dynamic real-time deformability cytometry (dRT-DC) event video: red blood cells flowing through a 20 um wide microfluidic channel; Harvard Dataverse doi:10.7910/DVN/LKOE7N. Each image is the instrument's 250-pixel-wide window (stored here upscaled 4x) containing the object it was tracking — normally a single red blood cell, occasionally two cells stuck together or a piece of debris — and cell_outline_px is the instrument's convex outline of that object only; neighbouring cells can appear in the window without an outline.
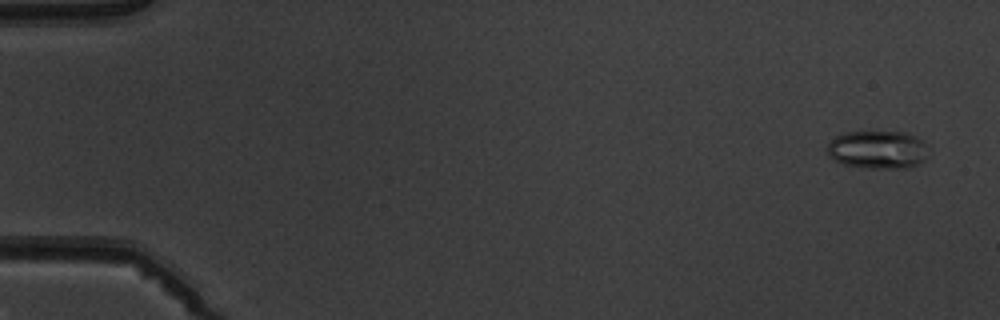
{"species": "common noctule bat (a hibernating species)", "species_latin": "Nyctalus noctula", "temperature_condition": "warm", "stored_images_in_passage": 5, "camera_frame_rate_fps": 3000, "um_per_image_px": 0.085, "animal": {"sex": "male", "body_mass_g": 19.5, "forearm_length_mm": 54.6}, "frame": {"image": 1, "passage_image": 1, "time_ms": 0.0, "image_size_px": [1000, 320], "cell_outline_px": [[924, 160], [916, 164], [904, 168], [868, 168], [844, 164], [828, 156], [828, 144], [836, 136], [844, 132], [904, 132], [916, 136], [924, 144]], "centroid_in_image_um": [74.55, 12.72], "position_along_channel_um": 10.5, "area_um2": 21.96}}